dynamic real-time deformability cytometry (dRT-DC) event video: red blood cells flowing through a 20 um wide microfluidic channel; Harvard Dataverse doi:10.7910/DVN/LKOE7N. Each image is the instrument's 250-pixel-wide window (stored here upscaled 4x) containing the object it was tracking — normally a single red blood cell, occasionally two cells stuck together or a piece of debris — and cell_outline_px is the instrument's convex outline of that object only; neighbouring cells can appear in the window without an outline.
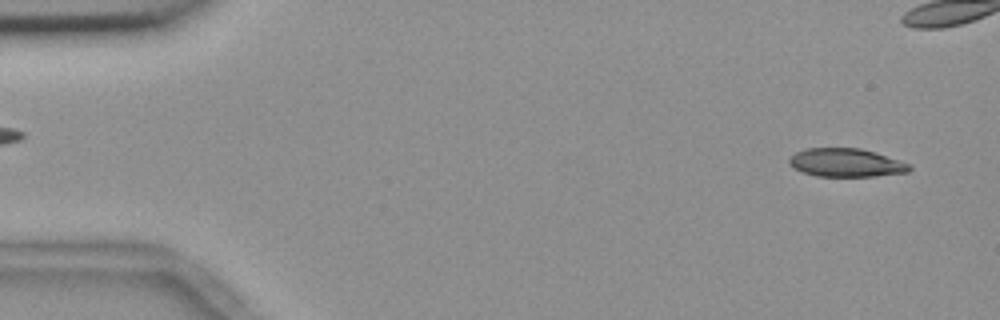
{"species": "common noctule bat (a hibernating species)", "species_latin": "Nyctalus noctula", "temperature_condition": "room temperature", "stored_images_in_passage": 47, "camera_frame_rate_fps": 3000, "um_per_image_px": 0.085, "animal": {"sex": "female", "body_mass_g": 18.4}, "frame": {"image": 1, "passage_image": 4, "time_ms": 1.0, "image_size_px": [1000, 320], "cell_outline_px": [[912, 168], [908, 172], [876, 176], [816, 176], [792, 168], [788, 164], [788, 160], [796, 152], [808, 148], [860, 148], [876, 152], [908, 164]], "centroid_in_image_um": [71.88, 13.83], "position_along_channel_um": 13.1, "area_um2": 19.77}}
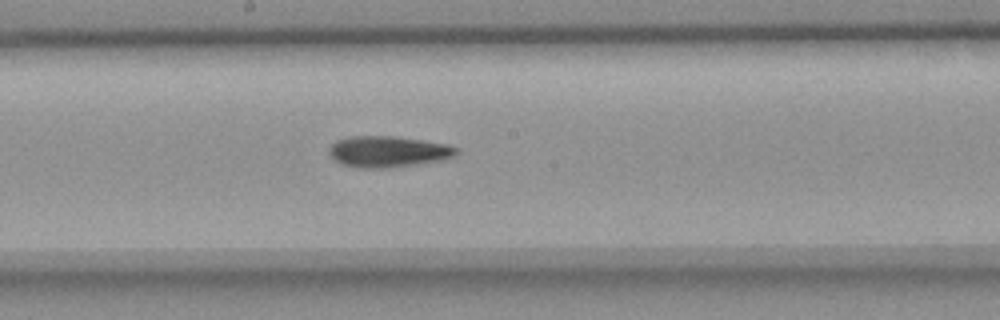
{"frame": {"image": 2, "passage_image": 30, "time_ms": 9.667, "image_size_px": [1000, 320], "cell_outline_px": [[460, 152], [456, 156], [440, 160], [416, 164], [384, 168], [360, 168], [344, 164], [336, 160], [328, 152], [328, 148], [336, 140], [352, 136], [392, 136], [448, 144], [460, 148]], "centroid_in_image_um": [33.02, 12.88], "position_along_channel_um": 215.2, "area_um2": 23.0}}
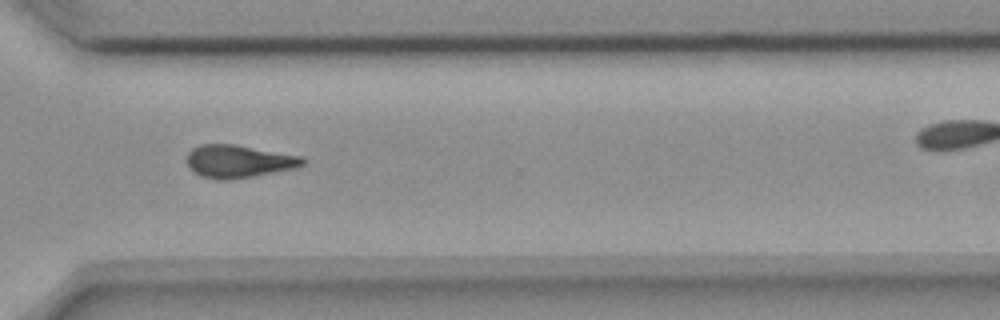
{"frame": {"image": 3, "passage_image": 41, "time_ms": 13.333, "image_size_px": [1000, 320], "cell_outline_px": [[304, 164], [296, 168], [232, 180], [216, 180], [200, 176], [188, 164], [188, 152], [192, 148], [200, 144], [236, 144], [304, 156]], "centroid_in_image_um": [20.31, 13.71], "position_along_channel_um": 350.3, "area_um2": 22.25}, "authors_computed_cell_mechanics": {"area_um2": 22.0796, "velocity_mm_per_s": 3.682, "shape_relaxation_time_tau1_ms": 10.5487, "shape_relaxation_time_tau2_ms": 5.2511, "deformation_change_tau1": 0.2487, "deformation_change_tau2": 0.1571}}